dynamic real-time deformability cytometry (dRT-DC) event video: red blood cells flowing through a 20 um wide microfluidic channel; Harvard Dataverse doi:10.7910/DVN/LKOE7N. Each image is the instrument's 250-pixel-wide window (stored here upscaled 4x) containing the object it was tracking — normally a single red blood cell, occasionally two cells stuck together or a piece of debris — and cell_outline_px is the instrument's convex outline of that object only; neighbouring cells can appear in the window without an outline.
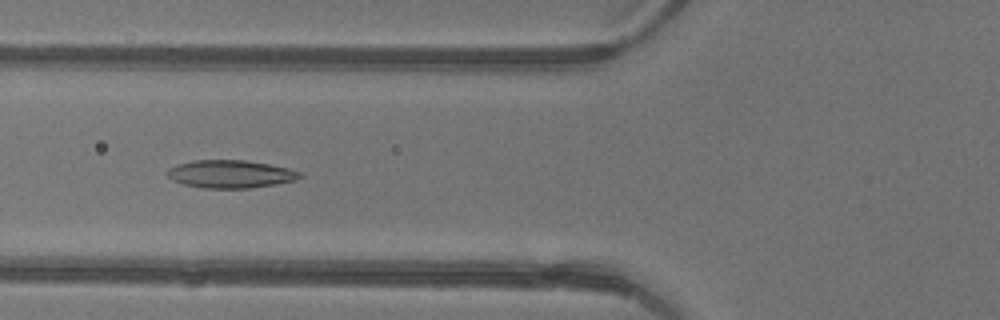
{"species": "common noctule bat (a hibernating species)", "species_latin": "Nyctalus noctula", "temperature_condition": "warm", "stored_images_in_passage": 6, "camera_frame_rate_fps": 3000, "um_per_image_px": 0.085, "animal": {"sex": "female"}, "frame": {"image": 1, "passage_image": 6, "time_ms": 1.667, "image_size_px": [1000, 320], "cell_outline_px": [[304, 176], [296, 180], [276, 184], [248, 188], [204, 188], [184, 184], [172, 180], [168, 176], [168, 168], [176, 164], [196, 160], [244, 160], [268, 164], [288, 168], [300, 172]], "centroid_in_image_um": [19.6, 14.79], "position_along_channel_um": 106.2, "area_um2": 21.44}}